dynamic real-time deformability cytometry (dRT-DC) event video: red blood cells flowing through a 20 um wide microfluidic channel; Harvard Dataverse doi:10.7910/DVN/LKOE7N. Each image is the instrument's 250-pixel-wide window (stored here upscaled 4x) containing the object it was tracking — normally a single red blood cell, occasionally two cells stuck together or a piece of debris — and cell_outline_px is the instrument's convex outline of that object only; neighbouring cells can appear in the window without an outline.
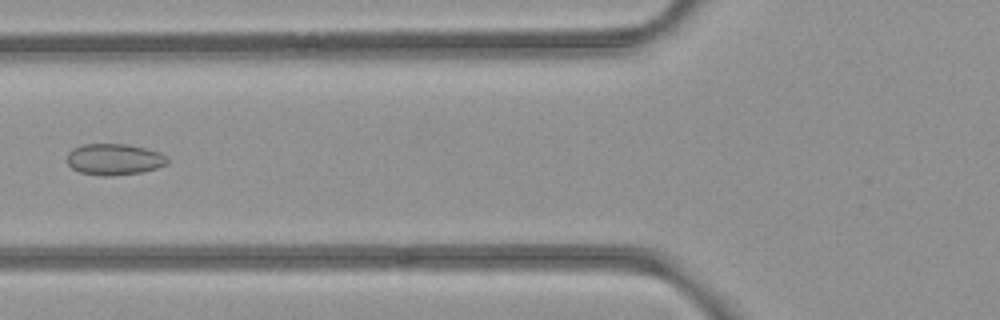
{"species": "common noctule bat (a hibernating species)", "species_latin": "Nyctalus noctula", "temperature_condition": "room temperature", "stored_images_in_passage": 6, "camera_frame_rate_fps": 3000, "um_per_image_px": 0.085, "animal": {"sex": "female", "body_mass_g": 21.9}, "frame": {"image": 1, "passage_image": 5, "time_ms": 1.333, "image_size_px": [1000, 320], "cell_outline_px": [[168, 164], [156, 168], [140, 172], [112, 176], [100, 176], [80, 172], [72, 168], [64, 160], [68, 152], [72, 148], [84, 144], [128, 144], [160, 152], [168, 156]], "centroid_in_image_um": [9.68, 13.54], "position_along_channel_um": 116.1, "area_um2": 18.55}}
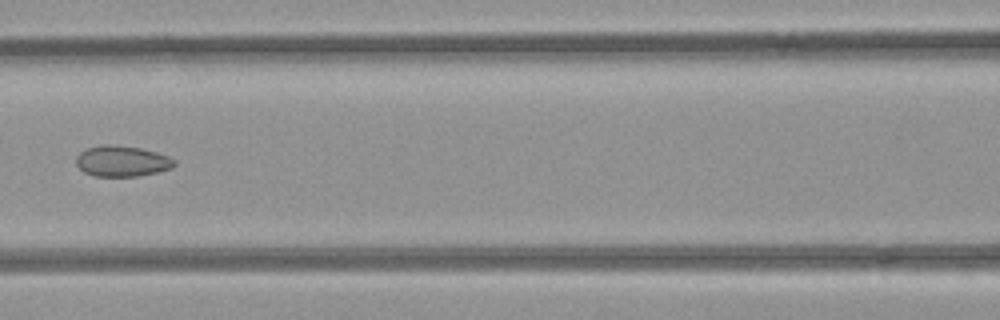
{"frame": {"image": 2, "passage_image": 6, "time_ms": 1.667, "image_size_px": [1000, 320], "cell_outline_px": [[176, 164], [172, 168], [156, 172], [136, 176], [92, 176], [84, 172], [76, 164], [76, 156], [80, 152], [88, 148], [104, 144], [108, 144], [140, 148], [156, 152], [168, 156], [176, 160]], "centroid_in_image_um": [10.36, 13.7], "position_along_channel_um": 156.2, "area_um2": 17.57}}